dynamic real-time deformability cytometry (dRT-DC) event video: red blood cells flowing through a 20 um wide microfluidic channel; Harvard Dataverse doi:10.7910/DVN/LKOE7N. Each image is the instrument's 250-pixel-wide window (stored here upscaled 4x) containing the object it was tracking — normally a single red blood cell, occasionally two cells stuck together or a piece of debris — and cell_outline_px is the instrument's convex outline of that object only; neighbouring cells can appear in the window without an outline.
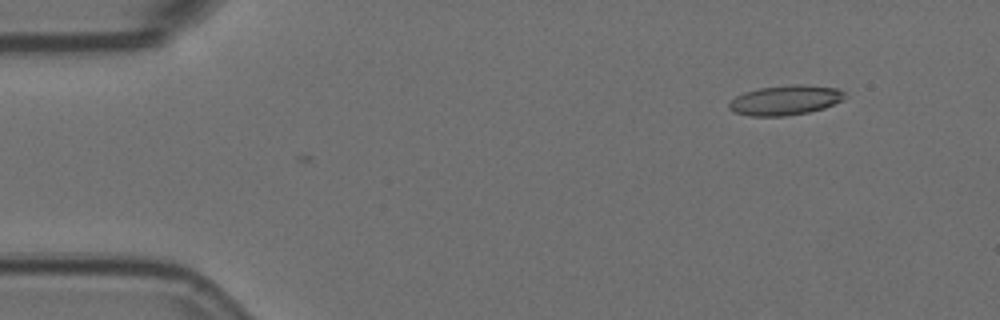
{"species": "Egyptian fruit bat (a non-hibernating species)", "species_latin": "Rousettus aegyptiacus", "temperature_condition": "room temperature", "stored_images_in_passage": 5, "camera_frame_rate_fps": 3000, "um_per_image_px": 0.085, "animal": {"sex": "female"}, "frame": {"image": 1, "passage_image": 1, "time_ms": 0.0, "image_size_px": [1000, 320], "cell_outline_px": [[844, 96], [840, 100], [824, 108], [808, 112], [784, 116], [752, 116], [732, 112], [728, 108], [728, 104], [736, 96], [744, 92], [760, 88], [792, 84], [800, 84], [836, 88], [844, 92]], "centroid_in_image_um": [66.69, 8.52], "position_along_channel_um": 18.3, "area_um2": 19.88}}
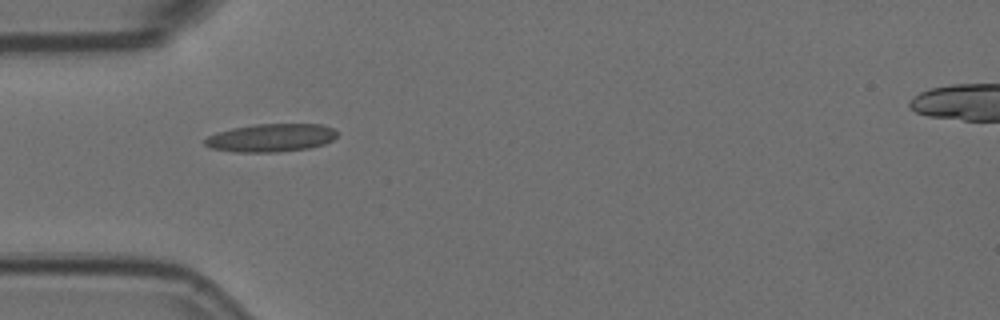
{"frame": {"image": 2, "passage_image": 4, "time_ms": 1.0, "image_size_px": [1000, 320], "cell_outline_px": [[340, 132], [332, 140], [324, 144], [308, 148], [276, 152], [232, 152], [212, 148], [204, 144], [204, 140], [208, 136], [232, 128], [256, 124], [320, 124], [332, 128]], "centroid_in_image_um": [23.06, 11.71], "position_along_channel_um": 61.9, "area_um2": 21.56}}
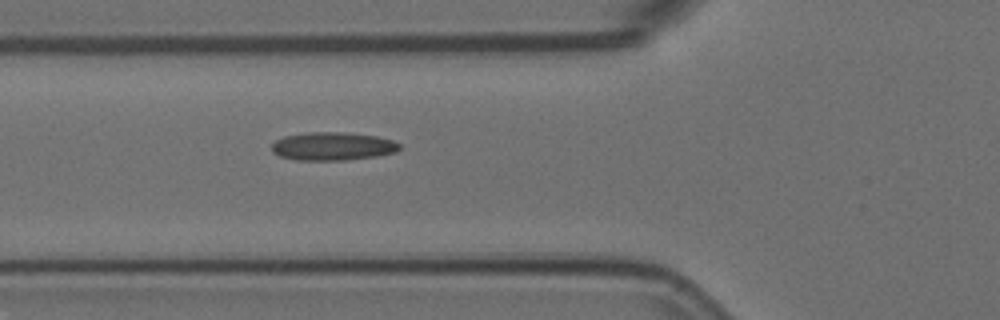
{"frame": {"image": 3, "passage_image": 5, "time_ms": 1.333, "image_size_px": [1000, 320], "cell_outline_px": [[400, 148], [396, 152], [376, 156], [344, 160], [296, 160], [280, 156], [272, 152], [272, 144], [276, 140], [284, 136], [308, 132], [344, 132], [376, 136], [392, 140], [400, 144]], "centroid_in_image_um": [28.27, 12.43], "position_along_channel_um": 97.5, "area_um2": 20.98}}